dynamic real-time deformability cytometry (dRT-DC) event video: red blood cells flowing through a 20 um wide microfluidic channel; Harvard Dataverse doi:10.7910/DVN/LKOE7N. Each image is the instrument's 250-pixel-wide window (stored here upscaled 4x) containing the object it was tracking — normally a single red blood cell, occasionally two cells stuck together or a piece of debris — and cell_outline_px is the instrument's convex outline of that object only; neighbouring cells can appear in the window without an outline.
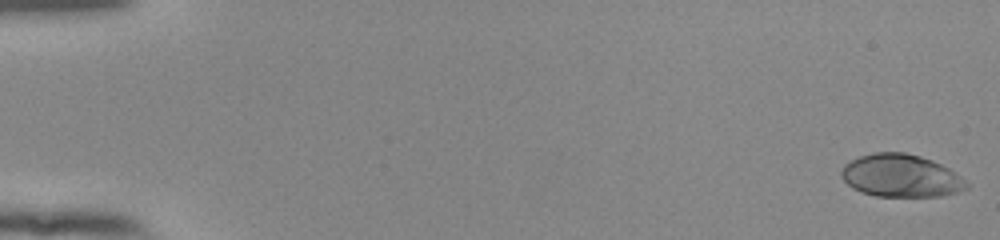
{"species": "human", "species_latin": "Homo sapiens", "temperature_condition": "room temperature", "stored_images_in_passage": 10, "camera_frame_rate_fps": 3000, "um_per_image_px": 0.085, "donor": {"sex": "female"}, "frame": {"image": 1, "passage_image": 1, "time_ms": 0.0, "image_size_px": [1000, 240], "cell_outline_px": [[968, 188], [956, 192], [940, 196], [876, 196], [860, 192], [852, 188], [840, 176], [840, 172], [844, 164], [860, 156], [872, 152], [904, 152], [920, 156], [932, 160], [948, 168], [960, 176], [968, 184]], "centroid_in_image_um": [76.54, 14.93], "position_along_channel_um": 8.5, "area_um2": 31.1}}